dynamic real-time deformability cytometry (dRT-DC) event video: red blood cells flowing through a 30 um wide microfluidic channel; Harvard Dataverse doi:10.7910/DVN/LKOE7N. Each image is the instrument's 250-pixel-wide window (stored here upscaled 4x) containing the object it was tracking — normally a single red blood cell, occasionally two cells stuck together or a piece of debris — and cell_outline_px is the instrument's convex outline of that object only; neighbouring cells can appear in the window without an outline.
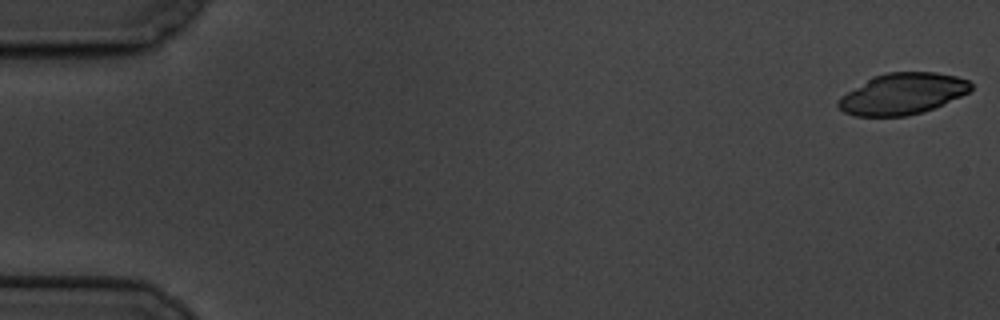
{"species": "common noctule bat (a hibernating species)", "species_latin": "Nyctalus noctula", "temperature_condition": "cold", "stored_images_in_passage": 60, "camera_frame_rate_fps": 3000, "um_per_image_px": 0.085, "animal": {"sex": "male", "body_mass_g": 19.5, "forearm_length_mm": 54.6}, "frame": {"image": 1, "passage_image": 1, "time_ms": 0.0, "image_size_px": [1000, 320], "cell_outline_px": [[972, 88], [968, 92], [960, 96], [932, 108], [908, 116], [856, 116], [844, 112], [836, 104], [836, 100], [840, 96], [872, 76], [888, 72], [936, 72], [956, 76], [968, 80], [972, 84]], "centroid_in_image_um": [76.67, 7.96], "position_along_channel_um": 8.3, "area_um2": 31.73}}